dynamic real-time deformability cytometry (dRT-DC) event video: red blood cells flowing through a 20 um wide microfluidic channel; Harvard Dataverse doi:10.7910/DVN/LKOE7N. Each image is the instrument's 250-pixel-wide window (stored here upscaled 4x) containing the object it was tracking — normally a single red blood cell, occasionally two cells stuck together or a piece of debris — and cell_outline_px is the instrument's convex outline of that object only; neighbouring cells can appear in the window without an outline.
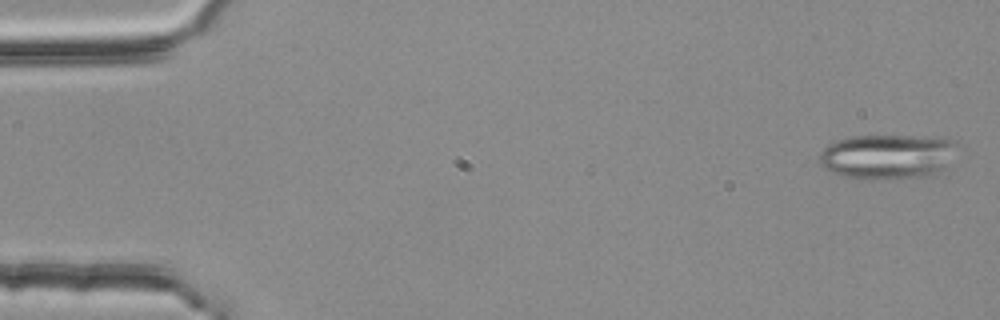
{"species": "common noctule bat (a hibernating species)", "species_latin": "Nyctalus noctula", "temperature_condition": "room temperature", "stored_images_in_passage": 53, "segment_of_instrument_passage": [1, 2], "camera_frame_rate_fps": 3000, "um_per_image_px": 0.085, "animal": {"sex": "female", "body_mass_g": 25.1}, "frame": {"image": 1, "passage_image": 1, "time_ms": 0.0, "image_size_px": [1000, 320], "cell_outline_px": [[956, 144], [944, 168], [936, 176], [900, 180], [856, 180], [840, 176], [828, 172], [820, 164], [820, 152], [828, 144], [836, 140], [852, 136], [908, 136], [956, 140]], "centroid_in_image_um": [75.36, 13.37], "position_along_channel_um": 9.6, "area_um2": 36.76}}